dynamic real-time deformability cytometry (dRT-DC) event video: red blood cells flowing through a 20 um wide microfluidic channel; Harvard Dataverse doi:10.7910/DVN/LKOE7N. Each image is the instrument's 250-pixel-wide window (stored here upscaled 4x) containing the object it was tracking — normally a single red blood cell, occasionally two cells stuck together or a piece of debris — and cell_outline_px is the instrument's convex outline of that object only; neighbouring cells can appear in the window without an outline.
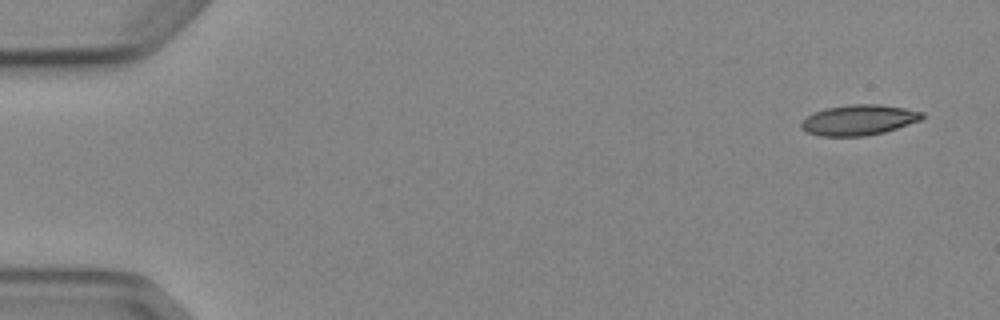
{"species": "Egyptian fruit bat (a non-hibernating species)", "species_latin": "Rousettus aegyptiacus", "temperature_condition": "cold", "stored_images_in_passage": 4, "camera_frame_rate_fps": 3000, "um_per_image_px": 0.085, "animal": {"sex": "female"}, "frame": {"image": 1, "passage_image": 1, "time_ms": 0.0, "image_size_px": [1000, 320], "cell_outline_px": [[924, 116], [920, 120], [884, 132], [864, 136], [820, 136], [808, 132], [800, 124], [808, 116], [824, 108], [848, 104], [880, 104], [904, 108], [924, 112]], "centroid_in_image_um": [73.02, 10.19], "position_along_channel_um": 12.0, "area_um2": 21.21}}